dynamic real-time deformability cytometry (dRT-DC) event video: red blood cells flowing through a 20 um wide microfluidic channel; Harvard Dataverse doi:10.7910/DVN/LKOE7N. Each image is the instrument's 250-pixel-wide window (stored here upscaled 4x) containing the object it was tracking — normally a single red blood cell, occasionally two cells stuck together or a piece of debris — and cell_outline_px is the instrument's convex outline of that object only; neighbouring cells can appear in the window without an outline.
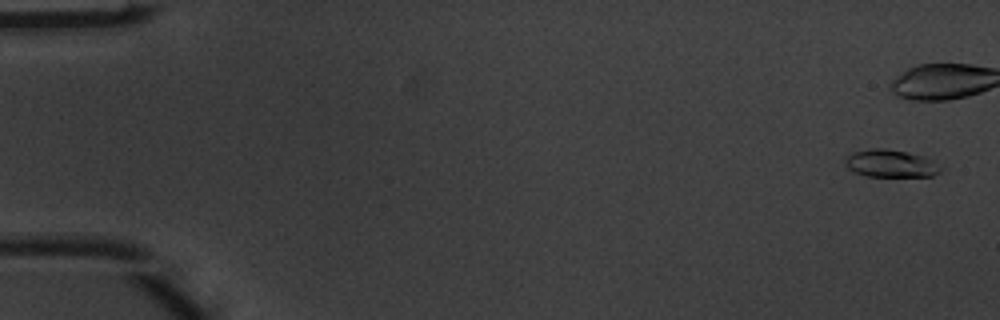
{"species": "common noctule bat (a hibernating species)", "species_latin": "Nyctalus noctula", "temperature_condition": "warm", "stored_images_in_passage": 5, "camera_frame_rate_fps": 3000, "um_per_image_px": 0.085, "animal": {"sex": "male", "body_mass_g": 20.1, "forearm_length_mm": 53.5}, "frame": {"image": 1, "passage_image": 1, "time_ms": 0.0, "image_size_px": [1000, 320], "cell_outline_px": [[940, 172], [932, 176], [868, 176], [856, 172], [848, 168], [844, 160], [852, 152], [872, 148], [884, 148], [908, 152], [924, 156], [932, 160], [940, 168]], "centroid_in_image_um": [75.7, 13.89], "position_along_channel_um": 9.3, "area_um2": 15.14}}